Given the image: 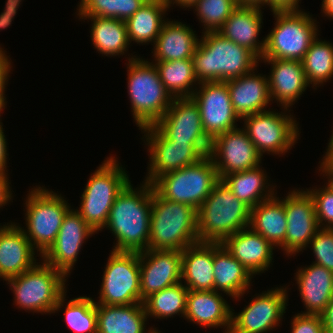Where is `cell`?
I'll use <instances>...</instances> for the list:
<instances>
[{
    "instance_id": "cell-1",
    "label": "cell",
    "mask_w": 333,
    "mask_h": 333,
    "mask_svg": "<svg viewBox=\"0 0 333 333\" xmlns=\"http://www.w3.org/2000/svg\"><path fill=\"white\" fill-rule=\"evenodd\" d=\"M133 189L131 182L116 197L106 225L117 242L113 251L141 252L148 249L152 207V184Z\"/></svg>"
},
{
    "instance_id": "cell-2",
    "label": "cell",
    "mask_w": 333,
    "mask_h": 333,
    "mask_svg": "<svg viewBox=\"0 0 333 333\" xmlns=\"http://www.w3.org/2000/svg\"><path fill=\"white\" fill-rule=\"evenodd\" d=\"M192 61L198 84L228 81L256 70L259 58L218 31L203 33Z\"/></svg>"
},
{
    "instance_id": "cell-3",
    "label": "cell",
    "mask_w": 333,
    "mask_h": 333,
    "mask_svg": "<svg viewBox=\"0 0 333 333\" xmlns=\"http://www.w3.org/2000/svg\"><path fill=\"white\" fill-rule=\"evenodd\" d=\"M198 242L197 210L163 198L152 185L148 249L183 251Z\"/></svg>"
},
{
    "instance_id": "cell-4",
    "label": "cell",
    "mask_w": 333,
    "mask_h": 333,
    "mask_svg": "<svg viewBox=\"0 0 333 333\" xmlns=\"http://www.w3.org/2000/svg\"><path fill=\"white\" fill-rule=\"evenodd\" d=\"M250 210L220 179L197 209L199 241L222 243L249 226Z\"/></svg>"
},
{
    "instance_id": "cell-5",
    "label": "cell",
    "mask_w": 333,
    "mask_h": 333,
    "mask_svg": "<svg viewBox=\"0 0 333 333\" xmlns=\"http://www.w3.org/2000/svg\"><path fill=\"white\" fill-rule=\"evenodd\" d=\"M128 94L139 129L154 125L169 109L173 97L160 80L153 62L140 57L128 59Z\"/></svg>"
},
{
    "instance_id": "cell-6",
    "label": "cell",
    "mask_w": 333,
    "mask_h": 333,
    "mask_svg": "<svg viewBox=\"0 0 333 333\" xmlns=\"http://www.w3.org/2000/svg\"><path fill=\"white\" fill-rule=\"evenodd\" d=\"M42 264V265H41ZM6 280L18 308L35 313H56L65 305L66 277L45 262Z\"/></svg>"
},
{
    "instance_id": "cell-7",
    "label": "cell",
    "mask_w": 333,
    "mask_h": 333,
    "mask_svg": "<svg viewBox=\"0 0 333 333\" xmlns=\"http://www.w3.org/2000/svg\"><path fill=\"white\" fill-rule=\"evenodd\" d=\"M129 182L125 169L112 156L91 174L76 211L96 233L106 225L116 197Z\"/></svg>"
},
{
    "instance_id": "cell-8",
    "label": "cell",
    "mask_w": 333,
    "mask_h": 333,
    "mask_svg": "<svg viewBox=\"0 0 333 333\" xmlns=\"http://www.w3.org/2000/svg\"><path fill=\"white\" fill-rule=\"evenodd\" d=\"M275 27L265 37L262 59L302 61L318 36L316 20L302 10L272 11Z\"/></svg>"
},
{
    "instance_id": "cell-9",
    "label": "cell",
    "mask_w": 333,
    "mask_h": 333,
    "mask_svg": "<svg viewBox=\"0 0 333 333\" xmlns=\"http://www.w3.org/2000/svg\"><path fill=\"white\" fill-rule=\"evenodd\" d=\"M25 204L27 229L23 232L41 257L55 242L71 208L61 195L41 186L29 192Z\"/></svg>"
},
{
    "instance_id": "cell-10",
    "label": "cell",
    "mask_w": 333,
    "mask_h": 333,
    "mask_svg": "<svg viewBox=\"0 0 333 333\" xmlns=\"http://www.w3.org/2000/svg\"><path fill=\"white\" fill-rule=\"evenodd\" d=\"M219 180L212 159L206 155L194 164L160 176L152 185L163 198L197 210Z\"/></svg>"
},
{
    "instance_id": "cell-11",
    "label": "cell",
    "mask_w": 333,
    "mask_h": 333,
    "mask_svg": "<svg viewBox=\"0 0 333 333\" xmlns=\"http://www.w3.org/2000/svg\"><path fill=\"white\" fill-rule=\"evenodd\" d=\"M150 153L145 182L153 184L160 176L194 164L209 154L211 143L172 142L154 125L143 127Z\"/></svg>"
},
{
    "instance_id": "cell-12",
    "label": "cell",
    "mask_w": 333,
    "mask_h": 333,
    "mask_svg": "<svg viewBox=\"0 0 333 333\" xmlns=\"http://www.w3.org/2000/svg\"><path fill=\"white\" fill-rule=\"evenodd\" d=\"M105 267L97 304L141 303L139 252L111 251Z\"/></svg>"
},
{
    "instance_id": "cell-13",
    "label": "cell",
    "mask_w": 333,
    "mask_h": 333,
    "mask_svg": "<svg viewBox=\"0 0 333 333\" xmlns=\"http://www.w3.org/2000/svg\"><path fill=\"white\" fill-rule=\"evenodd\" d=\"M292 116V117H291ZM249 139L256 146L258 153L283 155L299 139L298 123L293 115L266 110L242 118Z\"/></svg>"
},
{
    "instance_id": "cell-14",
    "label": "cell",
    "mask_w": 333,
    "mask_h": 333,
    "mask_svg": "<svg viewBox=\"0 0 333 333\" xmlns=\"http://www.w3.org/2000/svg\"><path fill=\"white\" fill-rule=\"evenodd\" d=\"M208 155L221 180L228 174L256 168L262 160L244 128H234L217 136L211 141Z\"/></svg>"
},
{
    "instance_id": "cell-15",
    "label": "cell",
    "mask_w": 333,
    "mask_h": 333,
    "mask_svg": "<svg viewBox=\"0 0 333 333\" xmlns=\"http://www.w3.org/2000/svg\"><path fill=\"white\" fill-rule=\"evenodd\" d=\"M287 287H277L256 295L236 315L232 311L229 333H267L280 324L287 309Z\"/></svg>"
},
{
    "instance_id": "cell-16",
    "label": "cell",
    "mask_w": 333,
    "mask_h": 333,
    "mask_svg": "<svg viewBox=\"0 0 333 333\" xmlns=\"http://www.w3.org/2000/svg\"><path fill=\"white\" fill-rule=\"evenodd\" d=\"M192 94L197 103L204 133L210 141L228 130L237 128L240 120L235 113L230 99L227 83L223 81L200 83Z\"/></svg>"
},
{
    "instance_id": "cell-17",
    "label": "cell",
    "mask_w": 333,
    "mask_h": 333,
    "mask_svg": "<svg viewBox=\"0 0 333 333\" xmlns=\"http://www.w3.org/2000/svg\"><path fill=\"white\" fill-rule=\"evenodd\" d=\"M284 209L287 230L285 241L280 248L288 256L296 255L308 247L310 240L320 229L314 201L307 191L293 190L284 198Z\"/></svg>"
},
{
    "instance_id": "cell-18",
    "label": "cell",
    "mask_w": 333,
    "mask_h": 333,
    "mask_svg": "<svg viewBox=\"0 0 333 333\" xmlns=\"http://www.w3.org/2000/svg\"><path fill=\"white\" fill-rule=\"evenodd\" d=\"M96 233L73 209L65 215L55 242L41 256L43 261L61 272L70 275L85 240Z\"/></svg>"
},
{
    "instance_id": "cell-19",
    "label": "cell",
    "mask_w": 333,
    "mask_h": 333,
    "mask_svg": "<svg viewBox=\"0 0 333 333\" xmlns=\"http://www.w3.org/2000/svg\"><path fill=\"white\" fill-rule=\"evenodd\" d=\"M141 303L151 294L181 282V251L147 249L139 252Z\"/></svg>"
},
{
    "instance_id": "cell-20",
    "label": "cell",
    "mask_w": 333,
    "mask_h": 333,
    "mask_svg": "<svg viewBox=\"0 0 333 333\" xmlns=\"http://www.w3.org/2000/svg\"><path fill=\"white\" fill-rule=\"evenodd\" d=\"M154 126L172 142L211 143L204 133L200 110L192 97L174 98Z\"/></svg>"
},
{
    "instance_id": "cell-21",
    "label": "cell",
    "mask_w": 333,
    "mask_h": 333,
    "mask_svg": "<svg viewBox=\"0 0 333 333\" xmlns=\"http://www.w3.org/2000/svg\"><path fill=\"white\" fill-rule=\"evenodd\" d=\"M35 250L17 223L0 225V278L6 281L34 267Z\"/></svg>"
},
{
    "instance_id": "cell-22",
    "label": "cell",
    "mask_w": 333,
    "mask_h": 333,
    "mask_svg": "<svg viewBox=\"0 0 333 333\" xmlns=\"http://www.w3.org/2000/svg\"><path fill=\"white\" fill-rule=\"evenodd\" d=\"M271 63V75L268 77L269 95L288 111L309 83L303 70L302 61L281 59H260ZM288 108V109H287Z\"/></svg>"
},
{
    "instance_id": "cell-23",
    "label": "cell",
    "mask_w": 333,
    "mask_h": 333,
    "mask_svg": "<svg viewBox=\"0 0 333 333\" xmlns=\"http://www.w3.org/2000/svg\"><path fill=\"white\" fill-rule=\"evenodd\" d=\"M222 244L253 276L269 269L272 263L275 248L249 226L227 237Z\"/></svg>"
},
{
    "instance_id": "cell-24",
    "label": "cell",
    "mask_w": 333,
    "mask_h": 333,
    "mask_svg": "<svg viewBox=\"0 0 333 333\" xmlns=\"http://www.w3.org/2000/svg\"><path fill=\"white\" fill-rule=\"evenodd\" d=\"M261 6L239 5L218 30L228 40L253 52L259 59L264 55L265 38L259 41L263 13Z\"/></svg>"
},
{
    "instance_id": "cell-25",
    "label": "cell",
    "mask_w": 333,
    "mask_h": 333,
    "mask_svg": "<svg viewBox=\"0 0 333 333\" xmlns=\"http://www.w3.org/2000/svg\"><path fill=\"white\" fill-rule=\"evenodd\" d=\"M215 290H188L186 313L184 318L202 327H221L229 333L231 328L232 308Z\"/></svg>"
},
{
    "instance_id": "cell-26",
    "label": "cell",
    "mask_w": 333,
    "mask_h": 333,
    "mask_svg": "<svg viewBox=\"0 0 333 333\" xmlns=\"http://www.w3.org/2000/svg\"><path fill=\"white\" fill-rule=\"evenodd\" d=\"M254 71L225 81L233 109L240 119L266 111V106L271 102L268 77L257 75Z\"/></svg>"
},
{
    "instance_id": "cell-27",
    "label": "cell",
    "mask_w": 333,
    "mask_h": 333,
    "mask_svg": "<svg viewBox=\"0 0 333 333\" xmlns=\"http://www.w3.org/2000/svg\"><path fill=\"white\" fill-rule=\"evenodd\" d=\"M300 268L295 280L306 307L302 314H321L333 298V272L314 263Z\"/></svg>"
},
{
    "instance_id": "cell-28",
    "label": "cell",
    "mask_w": 333,
    "mask_h": 333,
    "mask_svg": "<svg viewBox=\"0 0 333 333\" xmlns=\"http://www.w3.org/2000/svg\"><path fill=\"white\" fill-rule=\"evenodd\" d=\"M97 333H146V315L143 303L104 305L96 303ZM148 333H160L149 328Z\"/></svg>"
},
{
    "instance_id": "cell-29",
    "label": "cell",
    "mask_w": 333,
    "mask_h": 333,
    "mask_svg": "<svg viewBox=\"0 0 333 333\" xmlns=\"http://www.w3.org/2000/svg\"><path fill=\"white\" fill-rule=\"evenodd\" d=\"M181 279L188 290H214V243L198 242L181 251Z\"/></svg>"
},
{
    "instance_id": "cell-30",
    "label": "cell",
    "mask_w": 333,
    "mask_h": 333,
    "mask_svg": "<svg viewBox=\"0 0 333 333\" xmlns=\"http://www.w3.org/2000/svg\"><path fill=\"white\" fill-rule=\"evenodd\" d=\"M214 290L234 299L241 298L251 286L252 274L225 248L214 243ZM241 296V297H240Z\"/></svg>"
},
{
    "instance_id": "cell-31",
    "label": "cell",
    "mask_w": 333,
    "mask_h": 333,
    "mask_svg": "<svg viewBox=\"0 0 333 333\" xmlns=\"http://www.w3.org/2000/svg\"><path fill=\"white\" fill-rule=\"evenodd\" d=\"M197 37L190 26L167 19L153 46L155 62L192 59L200 40Z\"/></svg>"
},
{
    "instance_id": "cell-32",
    "label": "cell",
    "mask_w": 333,
    "mask_h": 333,
    "mask_svg": "<svg viewBox=\"0 0 333 333\" xmlns=\"http://www.w3.org/2000/svg\"><path fill=\"white\" fill-rule=\"evenodd\" d=\"M276 194L250 210L249 227L274 247H280L285 241L287 220L284 198L280 200Z\"/></svg>"
},
{
    "instance_id": "cell-33",
    "label": "cell",
    "mask_w": 333,
    "mask_h": 333,
    "mask_svg": "<svg viewBox=\"0 0 333 333\" xmlns=\"http://www.w3.org/2000/svg\"><path fill=\"white\" fill-rule=\"evenodd\" d=\"M168 8L170 5L167 0H147L135 14L125 21L129 42L135 41L137 44L152 42L154 44L166 22L163 16Z\"/></svg>"
},
{
    "instance_id": "cell-34",
    "label": "cell",
    "mask_w": 333,
    "mask_h": 333,
    "mask_svg": "<svg viewBox=\"0 0 333 333\" xmlns=\"http://www.w3.org/2000/svg\"><path fill=\"white\" fill-rule=\"evenodd\" d=\"M265 173L259 165L250 170L228 174L222 180L241 202L252 209L275 195L272 188H269L271 185Z\"/></svg>"
},
{
    "instance_id": "cell-35",
    "label": "cell",
    "mask_w": 333,
    "mask_h": 333,
    "mask_svg": "<svg viewBox=\"0 0 333 333\" xmlns=\"http://www.w3.org/2000/svg\"><path fill=\"white\" fill-rule=\"evenodd\" d=\"M80 19H90L93 22L90 37L99 53L112 57L127 52L130 42L125 21L97 16Z\"/></svg>"
},
{
    "instance_id": "cell-36",
    "label": "cell",
    "mask_w": 333,
    "mask_h": 333,
    "mask_svg": "<svg viewBox=\"0 0 333 333\" xmlns=\"http://www.w3.org/2000/svg\"><path fill=\"white\" fill-rule=\"evenodd\" d=\"M154 64L160 80L173 98L192 96L195 91L193 85L198 83L192 59L162 61Z\"/></svg>"
},
{
    "instance_id": "cell-37",
    "label": "cell",
    "mask_w": 333,
    "mask_h": 333,
    "mask_svg": "<svg viewBox=\"0 0 333 333\" xmlns=\"http://www.w3.org/2000/svg\"><path fill=\"white\" fill-rule=\"evenodd\" d=\"M188 288L182 281L151 294L144 301L146 315L149 317L167 319L173 315L185 316Z\"/></svg>"
},
{
    "instance_id": "cell-38",
    "label": "cell",
    "mask_w": 333,
    "mask_h": 333,
    "mask_svg": "<svg viewBox=\"0 0 333 333\" xmlns=\"http://www.w3.org/2000/svg\"><path fill=\"white\" fill-rule=\"evenodd\" d=\"M302 65L306 80L312 87L317 88V85L333 78V44L319 40L317 36L305 53Z\"/></svg>"
},
{
    "instance_id": "cell-39",
    "label": "cell",
    "mask_w": 333,
    "mask_h": 333,
    "mask_svg": "<svg viewBox=\"0 0 333 333\" xmlns=\"http://www.w3.org/2000/svg\"><path fill=\"white\" fill-rule=\"evenodd\" d=\"M79 17L114 18L126 21L135 14L147 0H80Z\"/></svg>"
},
{
    "instance_id": "cell-40",
    "label": "cell",
    "mask_w": 333,
    "mask_h": 333,
    "mask_svg": "<svg viewBox=\"0 0 333 333\" xmlns=\"http://www.w3.org/2000/svg\"><path fill=\"white\" fill-rule=\"evenodd\" d=\"M64 315L67 325L76 333H97L96 303L91 297L69 300Z\"/></svg>"
},
{
    "instance_id": "cell-41",
    "label": "cell",
    "mask_w": 333,
    "mask_h": 333,
    "mask_svg": "<svg viewBox=\"0 0 333 333\" xmlns=\"http://www.w3.org/2000/svg\"><path fill=\"white\" fill-rule=\"evenodd\" d=\"M238 6L237 0H197L189 8L195 7L205 33L218 31Z\"/></svg>"
},
{
    "instance_id": "cell-42",
    "label": "cell",
    "mask_w": 333,
    "mask_h": 333,
    "mask_svg": "<svg viewBox=\"0 0 333 333\" xmlns=\"http://www.w3.org/2000/svg\"><path fill=\"white\" fill-rule=\"evenodd\" d=\"M309 244L316 257L313 263L333 272V229L320 228Z\"/></svg>"
},
{
    "instance_id": "cell-43",
    "label": "cell",
    "mask_w": 333,
    "mask_h": 333,
    "mask_svg": "<svg viewBox=\"0 0 333 333\" xmlns=\"http://www.w3.org/2000/svg\"><path fill=\"white\" fill-rule=\"evenodd\" d=\"M306 190L314 201L319 227L333 229V191L327 185Z\"/></svg>"
},
{
    "instance_id": "cell-44",
    "label": "cell",
    "mask_w": 333,
    "mask_h": 333,
    "mask_svg": "<svg viewBox=\"0 0 333 333\" xmlns=\"http://www.w3.org/2000/svg\"><path fill=\"white\" fill-rule=\"evenodd\" d=\"M291 322V333H321L324 327L320 314L299 313Z\"/></svg>"
},
{
    "instance_id": "cell-45",
    "label": "cell",
    "mask_w": 333,
    "mask_h": 333,
    "mask_svg": "<svg viewBox=\"0 0 333 333\" xmlns=\"http://www.w3.org/2000/svg\"><path fill=\"white\" fill-rule=\"evenodd\" d=\"M21 1L22 0H7L4 12L0 14V30L6 29L11 25Z\"/></svg>"
},
{
    "instance_id": "cell-46",
    "label": "cell",
    "mask_w": 333,
    "mask_h": 333,
    "mask_svg": "<svg viewBox=\"0 0 333 333\" xmlns=\"http://www.w3.org/2000/svg\"><path fill=\"white\" fill-rule=\"evenodd\" d=\"M6 51L0 47V96H5V88L7 85L8 75L11 72V62L5 54Z\"/></svg>"
},
{
    "instance_id": "cell-47",
    "label": "cell",
    "mask_w": 333,
    "mask_h": 333,
    "mask_svg": "<svg viewBox=\"0 0 333 333\" xmlns=\"http://www.w3.org/2000/svg\"><path fill=\"white\" fill-rule=\"evenodd\" d=\"M300 0H268L271 11L299 10Z\"/></svg>"
},
{
    "instance_id": "cell-48",
    "label": "cell",
    "mask_w": 333,
    "mask_h": 333,
    "mask_svg": "<svg viewBox=\"0 0 333 333\" xmlns=\"http://www.w3.org/2000/svg\"><path fill=\"white\" fill-rule=\"evenodd\" d=\"M8 174H0V208L12 199V191L9 186Z\"/></svg>"
},
{
    "instance_id": "cell-49",
    "label": "cell",
    "mask_w": 333,
    "mask_h": 333,
    "mask_svg": "<svg viewBox=\"0 0 333 333\" xmlns=\"http://www.w3.org/2000/svg\"><path fill=\"white\" fill-rule=\"evenodd\" d=\"M2 123H0V174H7V142L4 134V130L2 127ZM6 170V171H5Z\"/></svg>"
},
{
    "instance_id": "cell-50",
    "label": "cell",
    "mask_w": 333,
    "mask_h": 333,
    "mask_svg": "<svg viewBox=\"0 0 333 333\" xmlns=\"http://www.w3.org/2000/svg\"><path fill=\"white\" fill-rule=\"evenodd\" d=\"M320 315L322 317L324 327L333 329V298Z\"/></svg>"
},
{
    "instance_id": "cell-51",
    "label": "cell",
    "mask_w": 333,
    "mask_h": 333,
    "mask_svg": "<svg viewBox=\"0 0 333 333\" xmlns=\"http://www.w3.org/2000/svg\"><path fill=\"white\" fill-rule=\"evenodd\" d=\"M319 171L322 170V172L324 173V175L328 176V182L326 183V185L333 191V167H331L324 159L321 162V165L319 167Z\"/></svg>"
},
{
    "instance_id": "cell-52",
    "label": "cell",
    "mask_w": 333,
    "mask_h": 333,
    "mask_svg": "<svg viewBox=\"0 0 333 333\" xmlns=\"http://www.w3.org/2000/svg\"><path fill=\"white\" fill-rule=\"evenodd\" d=\"M328 144L327 152L322 159H324L331 167H333V133Z\"/></svg>"
},
{
    "instance_id": "cell-53",
    "label": "cell",
    "mask_w": 333,
    "mask_h": 333,
    "mask_svg": "<svg viewBox=\"0 0 333 333\" xmlns=\"http://www.w3.org/2000/svg\"><path fill=\"white\" fill-rule=\"evenodd\" d=\"M321 10L325 16L333 19V0H323Z\"/></svg>"
},
{
    "instance_id": "cell-54",
    "label": "cell",
    "mask_w": 333,
    "mask_h": 333,
    "mask_svg": "<svg viewBox=\"0 0 333 333\" xmlns=\"http://www.w3.org/2000/svg\"><path fill=\"white\" fill-rule=\"evenodd\" d=\"M239 5H256V6H266L268 5V0H237Z\"/></svg>"
},
{
    "instance_id": "cell-55",
    "label": "cell",
    "mask_w": 333,
    "mask_h": 333,
    "mask_svg": "<svg viewBox=\"0 0 333 333\" xmlns=\"http://www.w3.org/2000/svg\"><path fill=\"white\" fill-rule=\"evenodd\" d=\"M195 1H197V0H167V2L169 3L170 6H172L171 4H176L180 7L186 8V9L189 6H191Z\"/></svg>"
},
{
    "instance_id": "cell-56",
    "label": "cell",
    "mask_w": 333,
    "mask_h": 333,
    "mask_svg": "<svg viewBox=\"0 0 333 333\" xmlns=\"http://www.w3.org/2000/svg\"><path fill=\"white\" fill-rule=\"evenodd\" d=\"M5 100H6L5 96H0V115L2 113L1 111L3 110V108H5L6 103H7V102H5ZM0 123H2V122H0Z\"/></svg>"
},
{
    "instance_id": "cell-57",
    "label": "cell",
    "mask_w": 333,
    "mask_h": 333,
    "mask_svg": "<svg viewBox=\"0 0 333 333\" xmlns=\"http://www.w3.org/2000/svg\"><path fill=\"white\" fill-rule=\"evenodd\" d=\"M321 333H333V329L323 327V330Z\"/></svg>"
}]
</instances>
